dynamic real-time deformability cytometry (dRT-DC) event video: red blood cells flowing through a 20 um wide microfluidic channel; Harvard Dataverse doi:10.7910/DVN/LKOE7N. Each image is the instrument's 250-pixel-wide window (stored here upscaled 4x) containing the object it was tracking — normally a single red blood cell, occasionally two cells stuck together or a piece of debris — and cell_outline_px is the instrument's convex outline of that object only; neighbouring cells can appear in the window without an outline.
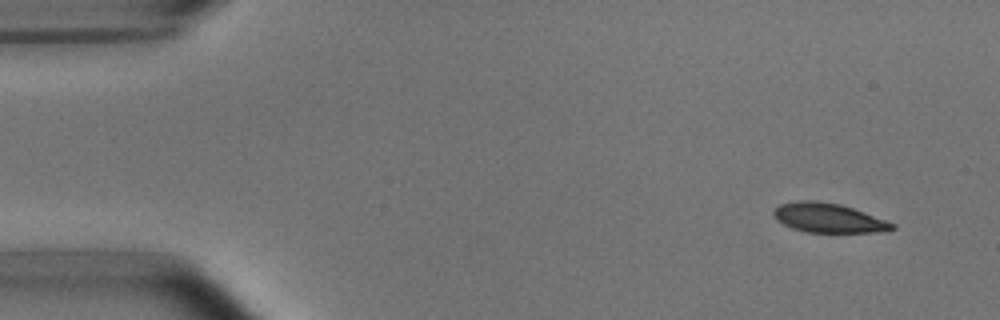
{"species": "common noctule bat (a hibernating species)", "species_latin": "Nyctalus noctula", "temperature_condition": "room temperature", "stored_images_in_passage": 50, "camera_frame_rate_fps": 3000, "um_per_image_px": 0.085, "animal": {"sex": "male", "body_mass_g": 15.6}, "frame": {"image": 1, "passage_image": 1, "time_ms": 0.0, "image_size_px": [1000, 320], "cell_outline_px": [[896, 228], [888, 232], [808, 232], [792, 228], [776, 220], [772, 212], [780, 204], [796, 200], [816, 200], [840, 204], [852, 208], [896, 224]], "centroid_in_image_um": [70.42, 18.52], "position_along_channel_um": 14.6, "area_um2": 20.29}}
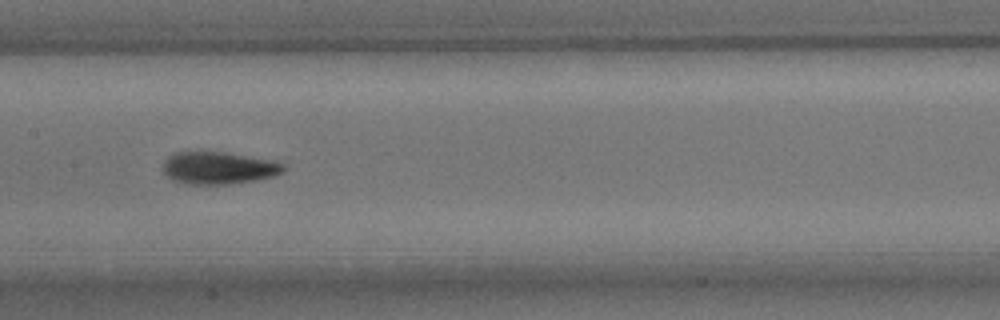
{"frame": {"image": 2, "passage_image": 23, "time_ms": 7.333, "image_size_px": [1000, 320], "cell_outline_px": [[288, 168], [284, 172], [276, 176], [256, 180], [228, 184], [184, 184], [172, 180], [164, 172], [164, 160], [168, 156], [176, 152], [224, 152], [276, 160], [284, 164]], "centroid_in_image_um": [18.65, 14.28], "position_along_channel_um": 188.8, "area_um2": 23.0}}
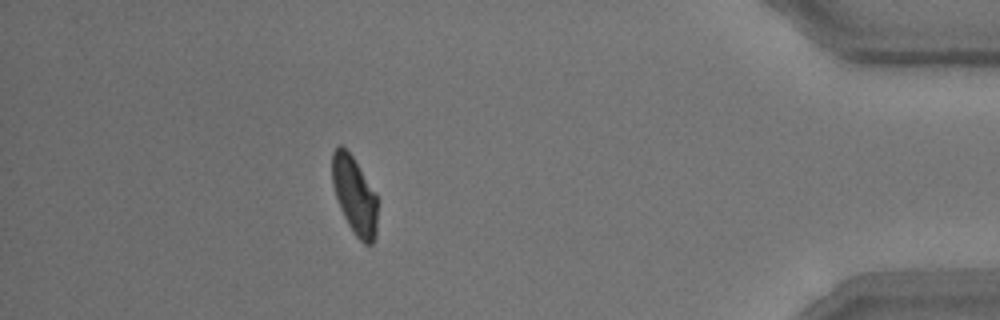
{"frame": {"image": 3, "passage_image": 44, "time_ms": 14.333, "image_size_px": [1000, 320], "cell_outline_px": [[380, 200], [376, 236], [372, 244], [364, 244], [356, 236], [348, 224], [340, 208], [332, 184], [332, 152], [340, 144], [352, 156], [376, 192]], "centroid_in_image_um": [30.19, 16.64], "position_along_channel_um": 405.0, "area_um2": 20.92}, "authors_computed_cell_mechanics": {"area_um2": 21.7328, "velocity_mm_per_s": 3.7792, "shape_relaxation_time_tau1_ms": 2.613, "shape_relaxation_time_tau2_ms": 1.565, "deformation_change_tau1": 0.1549, "deformation_change_tau2": 0.0805}}